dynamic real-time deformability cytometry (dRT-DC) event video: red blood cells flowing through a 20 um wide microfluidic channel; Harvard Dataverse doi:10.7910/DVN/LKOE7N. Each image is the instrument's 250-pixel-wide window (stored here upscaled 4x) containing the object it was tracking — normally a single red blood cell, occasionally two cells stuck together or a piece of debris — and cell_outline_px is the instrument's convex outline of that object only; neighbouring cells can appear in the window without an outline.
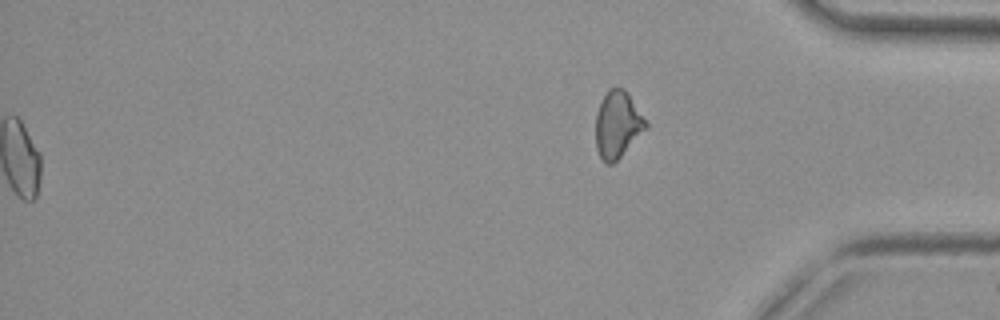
{"species": "common noctule bat (a hibernating species)", "species_latin": "Nyctalus noctula", "temperature_condition": "cold", "stored_images_in_passage": 55, "segment_of_instrument_passage": [2, 2], "camera_frame_rate_fps": 3000, "um_per_image_px": 0.085, "animal": {"sex": "female", "body_mass_g": 29.2, "forearm_length_mm": 56.3}, "frame": {"image": 1, "passage_image": 55, "time_ms": 18.0, "image_size_px": [1000, 320], "cell_outline_px": [[648, 128], [612, 164], [604, 164], [596, 148], [596, 112], [608, 88], [624, 88], [628, 92], [648, 124]], "centroid_in_image_um": [52.49, 10.58], "position_along_channel_um": 382.7, "area_um2": 19.42}}